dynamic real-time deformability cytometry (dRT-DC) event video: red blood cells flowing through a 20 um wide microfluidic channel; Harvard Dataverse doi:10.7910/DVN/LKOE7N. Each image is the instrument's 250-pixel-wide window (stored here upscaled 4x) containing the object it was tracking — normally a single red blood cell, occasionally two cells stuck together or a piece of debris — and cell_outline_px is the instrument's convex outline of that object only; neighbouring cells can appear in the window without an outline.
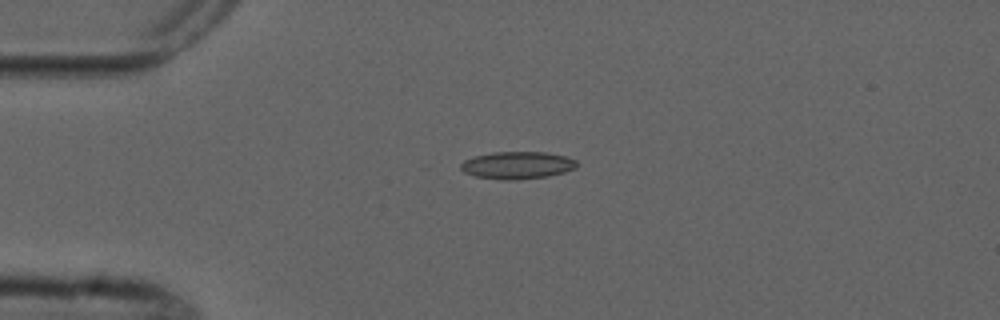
{"species": "common noctule bat (a hibernating species)", "species_latin": "Nyctalus noctula", "temperature_condition": "cold", "stored_images_in_passage": 5, "camera_frame_rate_fps": 3000, "um_per_image_px": 0.085, "animal": {"sex": "male", "forearm_length_mm": 52.5}, "frame": {"image": 1, "passage_image": 4, "time_ms": 3.667, "image_size_px": [1000, 320], "cell_outline_px": [[576, 168], [564, 172], [548, 176], [516, 180], [504, 180], [476, 176], [464, 172], [460, 168], [460, 164], [464, 160], [472, 156], [492, 152], [544, 152], [568, 156], [576, 160]], "centroid_in_image_um": [43.96, 14.04], "position_along_channel_um": 41.0, "area_um2": 18.61}}